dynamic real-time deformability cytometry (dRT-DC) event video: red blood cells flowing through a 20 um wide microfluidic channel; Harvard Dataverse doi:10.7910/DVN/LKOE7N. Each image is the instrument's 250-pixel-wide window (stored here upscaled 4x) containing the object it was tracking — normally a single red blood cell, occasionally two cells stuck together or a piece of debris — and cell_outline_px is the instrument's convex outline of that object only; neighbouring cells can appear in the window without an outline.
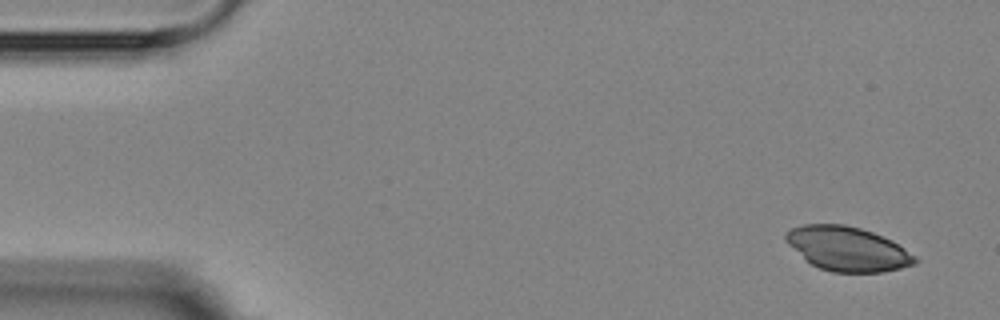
{"species": "Egyptian fruit bat (a non-hibernating species)", "species_latin": "Rousettus aegyptiacus", "temperature_condition": "room temperature", "stored_images_in_passage": 4, "camera_frame_rate_fps": 3000, "um_per_image_px": 0.085, "animal": {"sex": "female"}, "frame": {"image": 1, "passage_image": 1, "time_ms": 0.0, "image_size_px": [1000, 320], "cell_outline_px": [[920, 260], [916, 264], [884, 272], [832, 272], [820, 268], [804, 260], [784, 240], [784, 236], [792, 228], [804, 224], [844, 224], [860, 228], [872, 232], [892, 240], [916, 256]], "centroid_in_image_um": [72.05, 21.15], "position_along_channel_um": 13.0, "area_um2": 33.41}}